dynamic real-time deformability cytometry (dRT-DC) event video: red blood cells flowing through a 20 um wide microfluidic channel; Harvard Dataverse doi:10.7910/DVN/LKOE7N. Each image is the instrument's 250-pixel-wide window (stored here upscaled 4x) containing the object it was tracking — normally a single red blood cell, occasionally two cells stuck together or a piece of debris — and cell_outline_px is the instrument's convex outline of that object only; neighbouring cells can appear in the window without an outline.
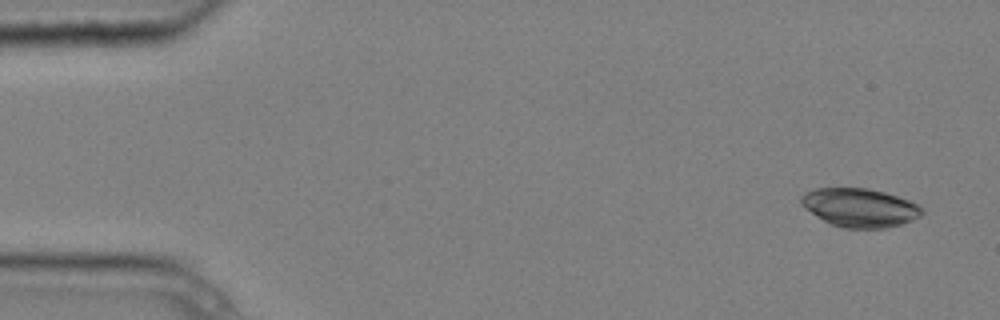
{"species": "common noctule bat (a hibernating species)", "species_latin": "Nyctalus noctula", "temperature_condition": "cold", "stored_images_in_passage": 3, "camera_frame_rate_fps": 3000, "um_per_image_px": 0.085, "animal": {"sex": "male", "body_mass_g": 20.4}, "frame": {"image": 1, "passage_image": 1, "time_ms": 0.0, "image_size_px": [1000, 320], "cell_outline_px": [[924, 212], [920, 216], [912, 220], [900, 224], [884, 228], [844, 228], [832, 224], [816, 216], [804, 208], [800, 204], [800, 196], [804, 192], [816, 188], [868, 188], [884, 192], [908, 200], [916, 204]], "centroid_in_image_um": [73.03, 17.64], "position_along_channel_um": 12.0, "area_um2": 27.05}}